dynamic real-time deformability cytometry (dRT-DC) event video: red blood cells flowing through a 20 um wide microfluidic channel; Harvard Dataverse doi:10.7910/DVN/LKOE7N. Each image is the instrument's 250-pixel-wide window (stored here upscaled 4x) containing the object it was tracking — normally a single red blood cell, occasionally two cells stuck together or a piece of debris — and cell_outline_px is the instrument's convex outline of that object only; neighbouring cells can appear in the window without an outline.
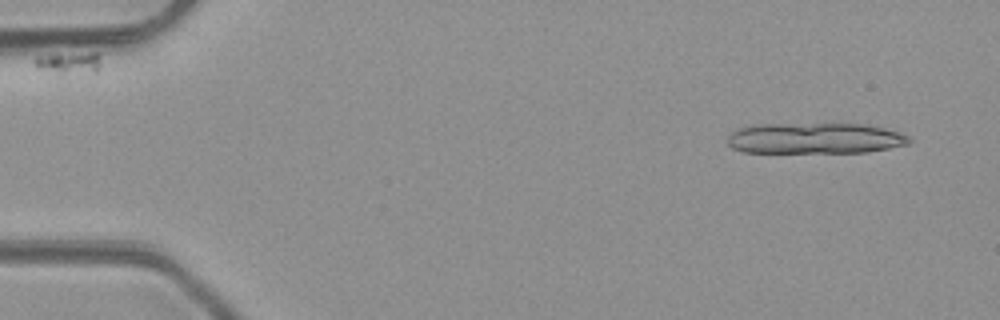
{"species": "common noctule bat (a hibernating species)", "species_latin": "Nyctalus noctula", "temperature_condition": "room temperature", "stored_images_in_passage": 5, "camera_frame_rate_fps": 3000, "um_per_image_px": 0.085, "animal": {"sex": "male", "body_mass_g": 23.1, "forearm_length_mm": 52.7}, "frame": {"image": 1, "passage_image": 1, "time_ms": 0.0, "image_size_px": [1000, 320], "cell_outline_px": [[912, 140], [908, 144], [868, 152], [744, 152], [732, 148], [728, 144], [728, 136], [732, 132], [740, 128], [764, 124], [864, 124], [896, 132], [908, 136]], "centroid_in_image_um": [69.25, 11.76], "position_along_channel_um": 15.7, "area_um2": 32.25}}
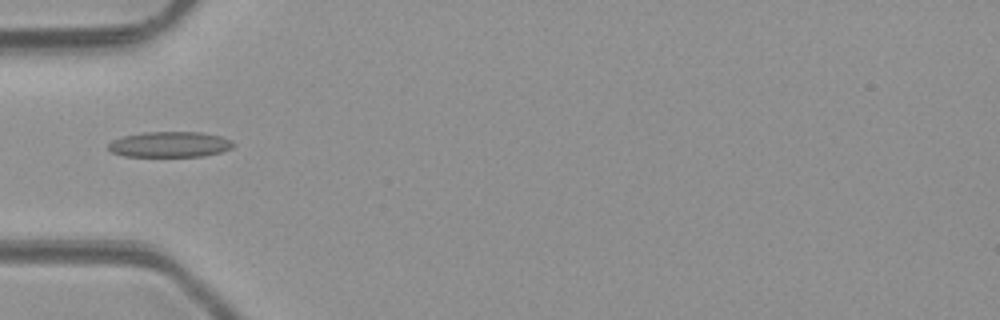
{"frame": {"image": 2, "passage_image": 5, "time_ms": 4.333, "image_size_px": [1000, 320], "cell_outline_px": [[236, 144], [232, 148], [220, 152], [204, 156], [124, 156], [112, 152], [108, 148], [108, 144], [112, 140], [124, 136], [144, 132], [200, 132], [220, 136], [232, 140]], "centroid_in_image_um": [14.46, 12.27], "position_along_channel_um": 70.5, "area_um2": 18.61}}